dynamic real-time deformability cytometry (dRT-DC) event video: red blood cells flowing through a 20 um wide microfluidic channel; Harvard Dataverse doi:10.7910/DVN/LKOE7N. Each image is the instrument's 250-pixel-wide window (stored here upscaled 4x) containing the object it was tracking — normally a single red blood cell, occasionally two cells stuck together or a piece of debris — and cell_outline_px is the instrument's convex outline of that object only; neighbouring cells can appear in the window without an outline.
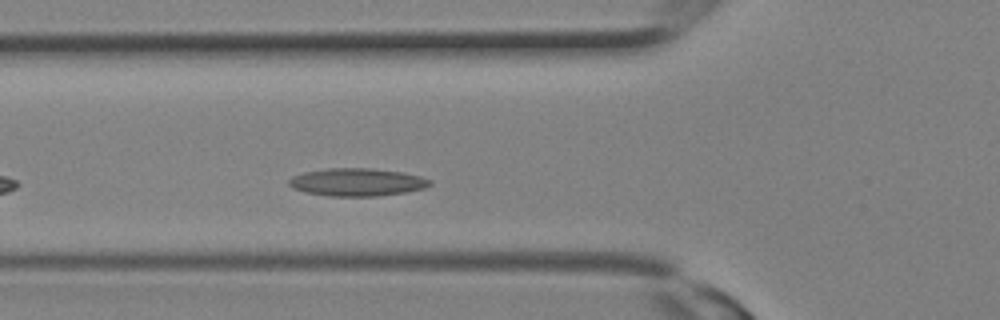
{"species": "Egyptian fruit bat (a non-hibernating species)", "species_latin": "Rousettus aegyptiacus", "temperature_condition": "room temperature", "stored_images_in_passage": 21, "camera_frame_rate_fps": 3000, "um_per_image_px": 0.085, "animal": {"sex": "female"}, "frame": {"image": 1, "passage_image": 3, "time_ms": 0.667, "image_size_px": [1000, 320], "cell_outline_px": [[432, 184], [424, 188], [408, 192], [376, 196], [328, 196], [304, 192], [292, 188], [288, 184], [288, 180], [292, 176], [304, 172], [328, 168], [372, 168], [404, 172], [420, 176], [432, 180]], "centroid_in_image_um": [30.35, 15.48], "position_along_channel_um": 95.4, "area_um2": 23.06}}
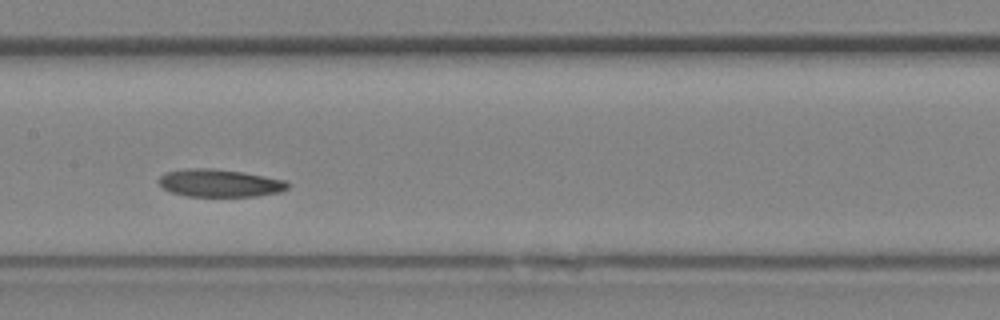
{"frame": {"image": 2, "passage_image": 7, "time_ms": 2.0, "image_size_px": [1000, 320], "cell_outline_px": [[288, 188], [280, 192], [256, 196], [184, 196], [172, 192], [164, 188], [160, 184], [160, 176], [168, 172], [188, 168], [204, 168], [240, 172], [284, 180], [288, 184]], "centroid_in_image_um": [18.66, 15.57], "position_along_channel_um": 188.7, "area_um2": 20.29}}
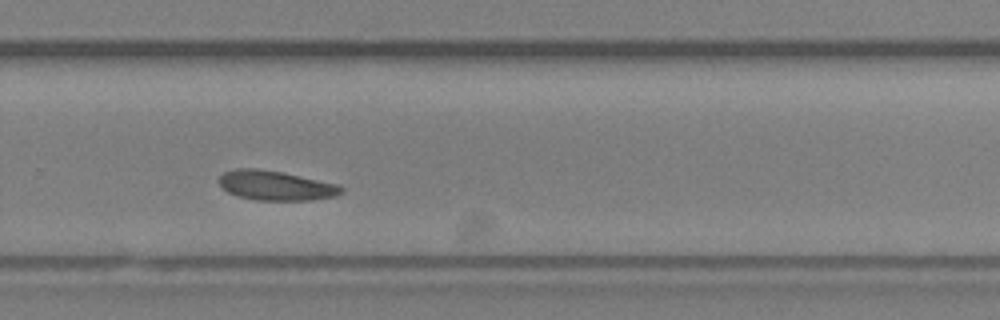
{"frame": {"image": 3, "passage_image": 12, "time_ms": 3.667, "image_size_px": [1000, 320], "cell_outline_px": [[344, 192], [332, 196], [308, 200], [256, 200], [236, 196], [228, 192], [220, 184], [220, 176], [224, 172], [236, 168], [256, 168], [284, 172], [340, 184], [344, 188]], "centroid_in_image_um": [23.46, 15.76], "position_along_channel_um": 306.3, "area_um2": 21.15}}